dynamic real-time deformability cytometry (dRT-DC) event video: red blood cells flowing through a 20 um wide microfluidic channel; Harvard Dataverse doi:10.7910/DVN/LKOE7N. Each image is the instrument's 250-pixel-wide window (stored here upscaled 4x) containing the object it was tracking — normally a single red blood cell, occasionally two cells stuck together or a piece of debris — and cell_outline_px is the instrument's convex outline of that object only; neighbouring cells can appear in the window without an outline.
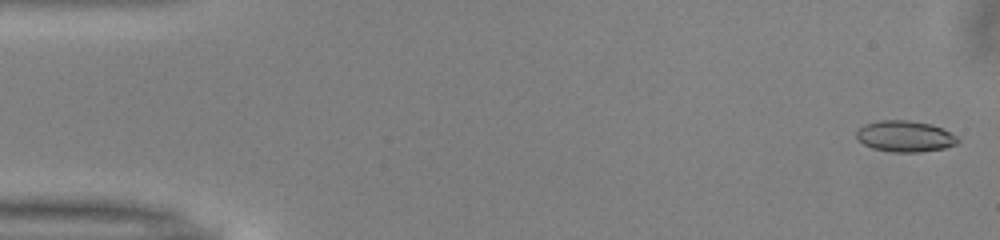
{"species": "common noctule bat (a hibernating species)", "species_latin": "Nyctalus noctula", "temperature_condition": "warm", "stored_images_in_passage": 50, "camera_frame_rate_fps": 3000, "um_per_image_px": 0.085, "animal": {"sex": "male", "body_mass_g": 13.0, "forearm_length_mm": 53.1}, "frame": {"image": 1, "passage_image": 1, "time_ms": 0.0, "image_size_px": [1000, 240], "cell_outline_px": [[960, 140], [956, 144], [944, 148], [920, 152], [892, 152], [872, 148], [856, 140], [856, 132], [864, 124], [880, 120], [908, 120], [932, 124], [956, 136]], "centroid_in_image_um": [76.89, 11.59], "position_along_channel_um": 8.1, "area_um2": 18.38}}
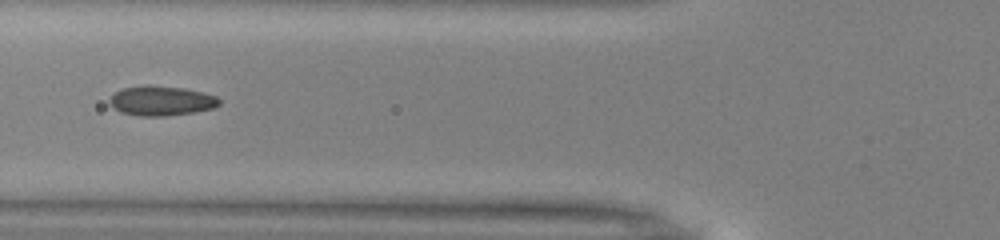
{"frame": {"image": 2, "passage_image": 19, "time_ms": 6.0, "image_size_px": [1000, 240], "cell_outline_px": [[220, 104], [212, 108], [192, 112], [164, 116], [140, 116], [120, 112], [108, 104], [108, 100], [120, 88], [144, 84], [148, 84], [184, 88], [204, 92], [216, 96], [220, 100]], "centroid_in_image_um": [13.67, 8.55], "position_along_channel_um": 112.1, "area_um2": 19.19}}
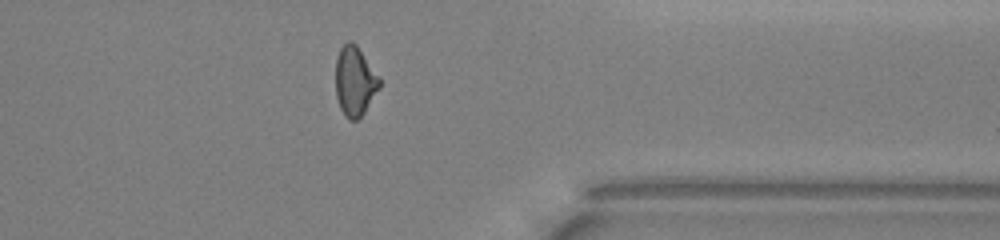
{"frame": {"image": 3, "passage_image": 40, "time_ms": 13.0, "image_size_px": [1000, 240], "cell_outline_px": [[380, 88], [364, 112], [356, 120], [352, 120], [344, 116], [340, 108], [336, 96], [336, 56], [340, 48], [348, 40], [352, 40], [356, 44], [380, 76]], "centroid_in_image_um": [30.16, 6.87], "position_along_channel_um": 381.2, "area_um2": 17.92}, "authors_computed_cell_mechanics": {"area_um2": 18.1781, "velocity_mm_per_s": 4.0225, "shape_relaxation_time_tau1_ms": 9.0143, "shape_relaxation_time_tau2_ms": 1.3365, "deformation_change_tau1": 0.18, "deformation_change_tau2": 0.0772}}